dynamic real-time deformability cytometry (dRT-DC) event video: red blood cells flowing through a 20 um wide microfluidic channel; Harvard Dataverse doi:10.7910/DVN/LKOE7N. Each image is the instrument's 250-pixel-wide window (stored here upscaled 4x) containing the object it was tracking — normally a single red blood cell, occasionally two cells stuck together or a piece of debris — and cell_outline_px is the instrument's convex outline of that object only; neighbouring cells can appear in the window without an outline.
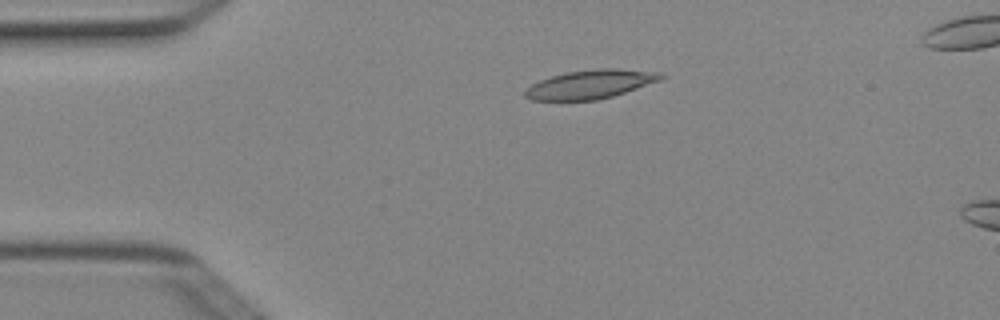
{"species": "Egyptian fruit bat (a non-hibernating species)", "species_latin": "Rousettus aegyptiacus", "temperature_condition": "cold", "stored_images_in_passage": 5, "camera_frame_rate_fps": 3000, "um_per_image_px": 0.085, "animal": {"sex": "female"}, "frame": {"image": 1, "passage_image": 3, "time_ms": 0.667, "image_size_px": [1000, 320], "cell_outline_px": [[668, 76], [660, 80], [612, 96], [596, 100], [532, 100], [524, 96], [524, 92], [532, 84], [540, 80], [564, 72], [596, 68], [612, 68], [660, 72]], "centroid_in_image_um": [50.19, 7.15], "position_along_channel_um": 34.8, "area_um2": 22.66}}